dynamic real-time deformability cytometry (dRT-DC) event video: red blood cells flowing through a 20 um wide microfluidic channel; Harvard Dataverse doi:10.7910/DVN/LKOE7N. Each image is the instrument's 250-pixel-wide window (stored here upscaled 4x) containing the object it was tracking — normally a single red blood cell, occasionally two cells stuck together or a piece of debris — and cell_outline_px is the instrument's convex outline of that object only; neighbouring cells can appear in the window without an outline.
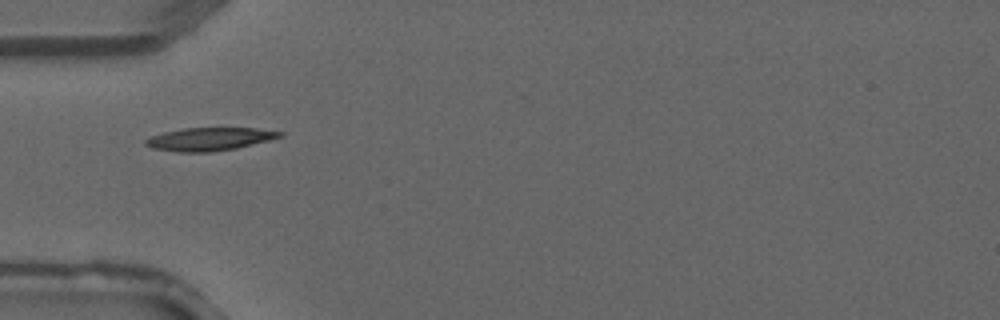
{"species": "common noctule bat (a hibernating species)", "species_latin": "Nyctalus noctula", "temperature_condition": "warm", "stored_images_in_passage": 2, "camera_frame_rate_fps": 3000, "um_per_image_px": 0.085, "animal": {"sex": "male", "forearm_length_mm": 52.5}, "frame": {"image": 1, "passage_image": 2, "time_ms": 0.333, "image_size_px": [1000, 320], "cell_outline_px": [[284, 132], [280, 136], [268, 140], [236, 148], [212, 152], [180, 152], [152, 148], [144, 144], [144, 140], [152, 136], [164, 132], [184, 128], [256, 128]], "centroid_in_image_um": [17.77, 11.82], "position_along_channel_um": 67.2, "area_um2": 17.8}}